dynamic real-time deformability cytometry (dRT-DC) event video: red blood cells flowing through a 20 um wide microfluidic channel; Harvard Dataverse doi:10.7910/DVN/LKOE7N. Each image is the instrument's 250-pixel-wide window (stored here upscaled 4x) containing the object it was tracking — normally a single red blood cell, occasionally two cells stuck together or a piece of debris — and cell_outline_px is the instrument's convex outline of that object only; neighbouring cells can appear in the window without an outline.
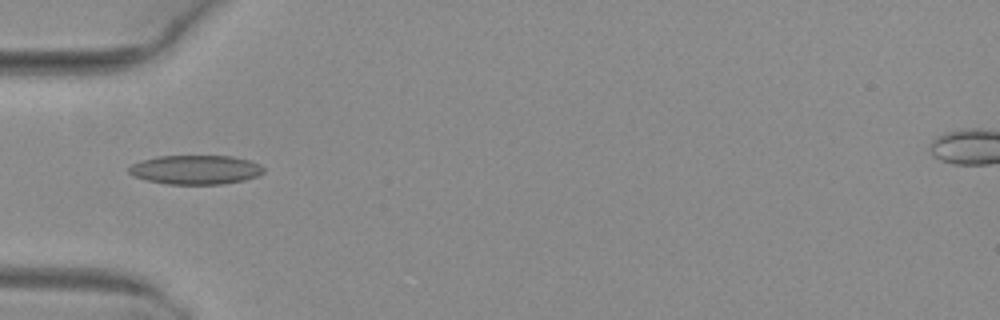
{"species": "common noctule bat (a hibernating species)", "species_latin": "Nyctalus noctula", "temperature_condition": "warm", "stored_images_in_passage": 1, "camera_frame_rate_fps": 3000, "um_per_image_px": 0.085, "animal": {"sex": "female", "body_mass_g": 29.2, "forearm_length_mm": 56.3}, "frame": {"image": 1, "passage_image": 1, "time_ms": 0.0, "image_size_px": [1000, 320], "cell_outline_px": [[264, 172], [256, 176], [244, 180], [220, 184], [168, 184], [148, 180], [132, 176], [128, 172], [128, 168], [132, 164], [156, 156], [232, 156], [248, 160], [260, 164], [264, 168]], "centroid_in_image_um": [16.62, 14.42], "position_along_channel_um": 68.4, "area_um2": 22.77}}